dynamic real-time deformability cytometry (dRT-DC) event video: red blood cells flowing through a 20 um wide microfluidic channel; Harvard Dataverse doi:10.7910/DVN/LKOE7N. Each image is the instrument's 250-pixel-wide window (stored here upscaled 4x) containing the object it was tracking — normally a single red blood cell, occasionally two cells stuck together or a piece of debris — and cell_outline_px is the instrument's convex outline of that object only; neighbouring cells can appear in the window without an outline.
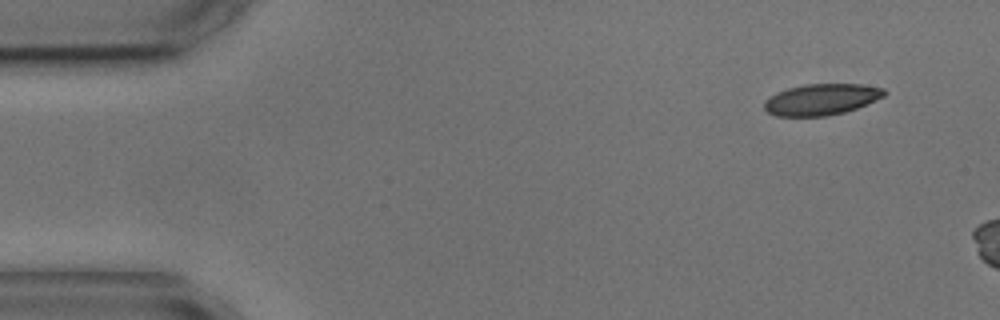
{"species": "common noctule bat (a hibernating species)", "species_latin": "Nyctalus noctula", "temperature_condition": "cold", "stored_images_in_passage": 4, "camera_frame_rate_fps": 3000, "um_per_image_px": 0.085, "animal": {"sex": "male", "body_mass_g": 17.9, "forearm_length_mm": 54.2}, "frame": {"image": 1, "passage_image": 1, "time_ms": 0.0, "image_size_px": [1000, 320], "cell_outline_px": [[888, 92], [884, 96], [856, 108], [844, 112], [824, 116], [776, 116], [768, 112], [764, 108], [764, 100], [776, 92], [788, 88], [804, 84], [860, 84], [884, 88]], "centroid_in_image_um": [69.8, 8.44], "position_along_channel_um": 15.2, "area_um2": 21.79}}